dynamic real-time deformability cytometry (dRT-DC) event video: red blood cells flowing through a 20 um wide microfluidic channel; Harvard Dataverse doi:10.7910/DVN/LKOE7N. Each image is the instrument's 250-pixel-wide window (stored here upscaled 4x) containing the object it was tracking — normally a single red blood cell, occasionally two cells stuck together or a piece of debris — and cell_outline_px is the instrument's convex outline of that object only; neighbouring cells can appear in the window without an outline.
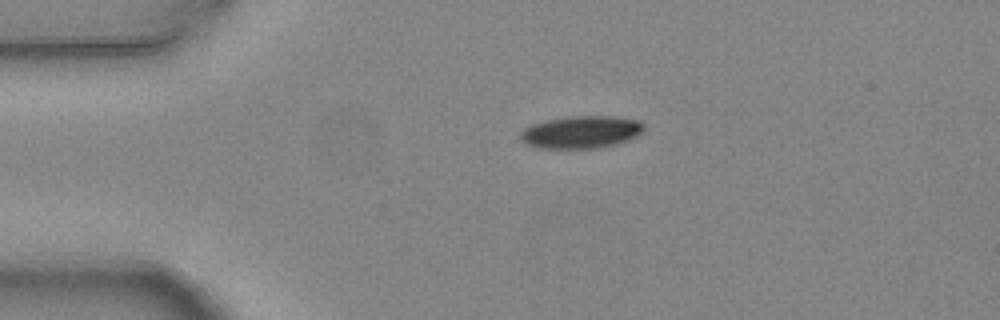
{"species": "common noctule bat (a hibernating species)", "species_latin": "Nyctalus noctula", "temperature_condition": "warm", "stored_images_in_passage": 2, "camera_frame_rate_fps": 3000, "um_per_image_px": 0.085, "animal": {"sex": "female", "body_mass_g": 24.6, "forearm_length_mm": 56.2}, "frame": {"image": 1, "passage_image": 1, "time_ms": 0.0, "image_size_px": [1000, 320], "cell_outline_px": [[644, 128], [636, 136], [628, 140], [596, 148], [540, 148], [524, 144], [520, 140], [520, 132], [524, 128], [532, 124], [548, 120], [568, 116], [612, 116], [640, 120], [644, 124]], "centroid_in_image_um": [49.36, 11.22], "position_along_channel_um": 35.6, "area_um2": 23.29}}